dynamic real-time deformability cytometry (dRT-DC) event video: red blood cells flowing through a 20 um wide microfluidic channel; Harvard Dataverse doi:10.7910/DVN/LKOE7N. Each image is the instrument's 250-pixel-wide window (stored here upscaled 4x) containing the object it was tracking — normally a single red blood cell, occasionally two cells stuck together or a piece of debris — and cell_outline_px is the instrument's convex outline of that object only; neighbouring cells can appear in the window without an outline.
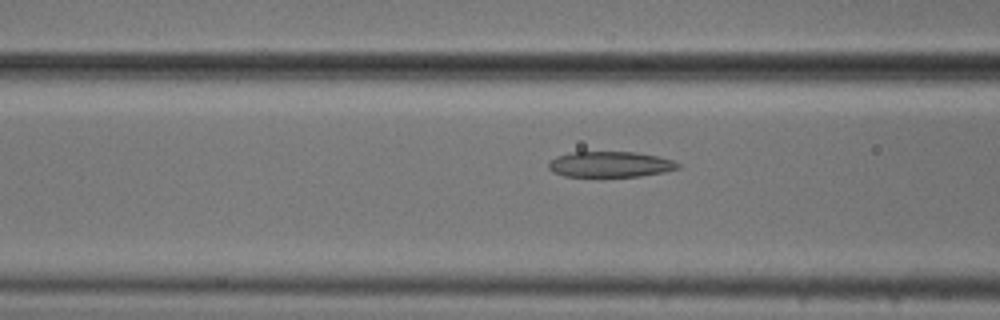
{"species": "common noctule bat (a hibernating species)", "species_latin": "Nyctalus noctula", "temperature_condition": "cold", "stored_images_in_passage": 31, "camera_frame_rate_fps": 3000, "um_per_image_px": 0.085, "animal": {"sex": "male", "body_mass_g": 20.5, "forearm_length_mm": 52.5}, "frame": {"image": 1, "passage_image": 8, "time_ms": 2.333, "image_size_px": [1000, 320], "cell_outline_px": [[680, 168], [664, 172], [640, 176], [564, 176], [552, 172], [548, 168], [548, 164], [556, 156], [568, 152], [636, 152], [656, 156], [672, 160], [680, 164]], "centroid_in_image_um": [51.85, 13.96], "position_along_channel_um": 114.8, "area_um2": 19.31}}
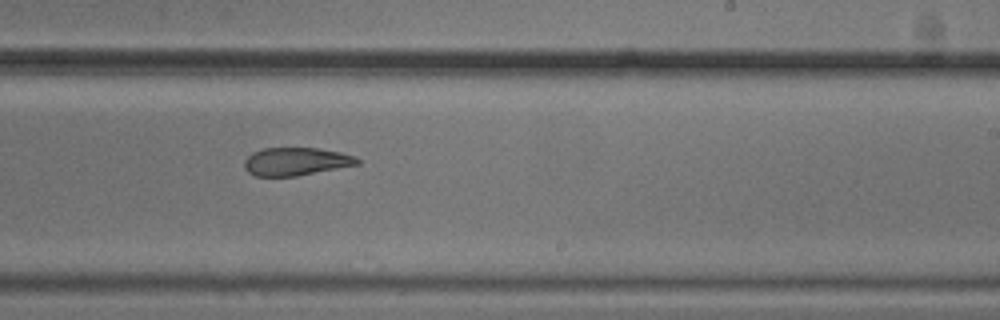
{"frame": {"image": 2, "passage_image": 20, "time_ms": 6.333, "image_size_px": [1000, 320], "cell_outline_px": [[360, 164], [296, 176], [256, 176], [248, 172], [244, 168], [244, 160], [252, 152], [264, 148], [316, 148], [340, 152], [356, 156], [360, 160]], "centroid_in_image_um": [25.15, 13.72], "position_along_channel_um": 263.8, "area_um2": 18.44}}
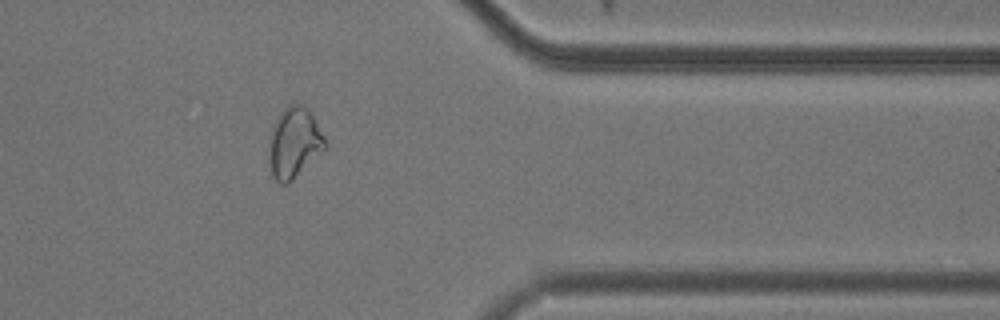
{"frame": {"image": 3, "passage_image": 31, "time_ms": 10.0, "image_size_px": [1000, 320], "cell_outline_px": [[328, 148], [288, 184], [280, 184], [272, 176], [268, 152], [268, 140], [272, 128], [276, 120], [284, 108], [288, 104], [300, 104], [308, 108], [324, 136], [328, 144]], "centroid_in_image_um": [25.01, 12.16], "position_along_channel_um": 386.4, "area_um2": 23.35}, "authors_computed_cell_mechanics": {"area_um2": 19.4786, "velocity_mm_per_s": 3.7249, "shape_relaxation_time_tau1_ms": null, "shape_relaxation_time_tau2_ms": 1.6839, "deformation_change_tau1": null, "deformation_change_tau2": 0.0813}}